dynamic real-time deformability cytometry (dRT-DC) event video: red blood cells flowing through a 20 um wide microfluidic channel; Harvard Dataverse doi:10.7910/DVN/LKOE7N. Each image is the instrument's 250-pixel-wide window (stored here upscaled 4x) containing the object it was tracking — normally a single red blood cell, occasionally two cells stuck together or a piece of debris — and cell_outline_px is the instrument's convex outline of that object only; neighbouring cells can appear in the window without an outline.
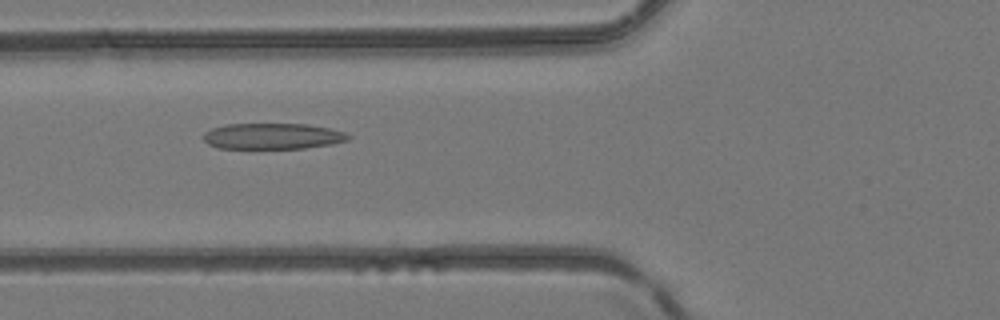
{"species": "common noctule bat (a hibernating species)", "species_latin": "Nyctalus noctula", "temperature_condition": "room temperature", "stored_images_in_passage": 48, "camera_frame_rate_fps": 3000, "um_per_image_px": 0.085, "animal": {"sex": "female", "body_mass_g": 24.6, "forearm_length_mm": 56.2}, "frame": {"image": 1, "passage_image": 19, "time_ms": 6.0, "image_size_px": [1000, 320], "cell_outline_px": [[352, 136], [348, 140], [332, 144], [304, 148], [216, 148], [208, 144], [200, 136], [204, 132], [212, 128], [228, 124], [308, 124], [328, 128], [344, 132]], "centroid_in_image_um": [23.14, 11.57], "position_along_channel_um": 102.7, "area_um2": 21.96}}
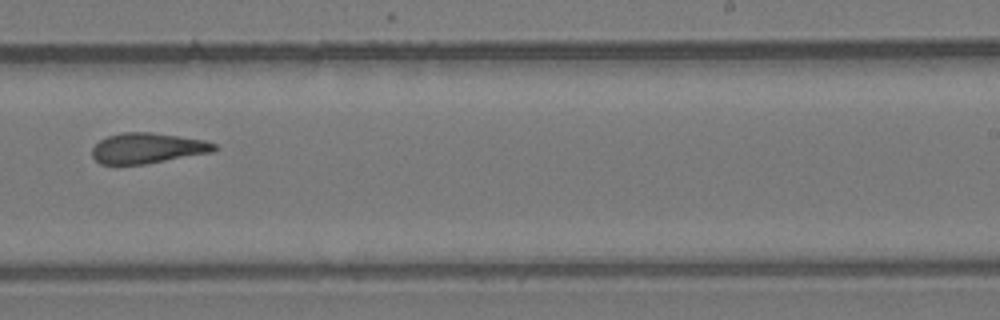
{"frame": {"image": 2, "passage_image": 31, "time_ms": 10.0, "image_size_px": [1000, 320], "cell_outline_px": [[216, 148], [212, 152], [144, 164], [100, 164], [92, 156], [92, 148], [100, 140], [108, 136], [124, 132], [152, 132], [204, 140], [216, 144]], "centroid_in_image_um": [12.51, 12.59], "position_along_channel_um": 276.5, "area_um2": 21.44}}
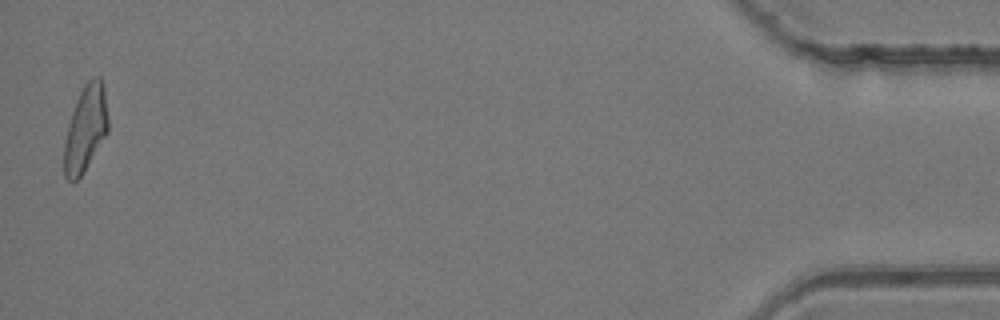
{"frame": {"image": 3, "passage_image": 48, "time_ms": 15.667, "image_size_px": [1000, 320], "cell_outline_px": [[108, 132], [84, 172], [72, 184], [64, 176], [64, 140], [68, 124], [76, 100], [84, 84], [92, 76], [100, 76], [104, 88], [108, 116]], "centroid_in_image_um": [7.27, 10.94], "position_along_channel_um": 427.9, "area_um2": 22.25}}